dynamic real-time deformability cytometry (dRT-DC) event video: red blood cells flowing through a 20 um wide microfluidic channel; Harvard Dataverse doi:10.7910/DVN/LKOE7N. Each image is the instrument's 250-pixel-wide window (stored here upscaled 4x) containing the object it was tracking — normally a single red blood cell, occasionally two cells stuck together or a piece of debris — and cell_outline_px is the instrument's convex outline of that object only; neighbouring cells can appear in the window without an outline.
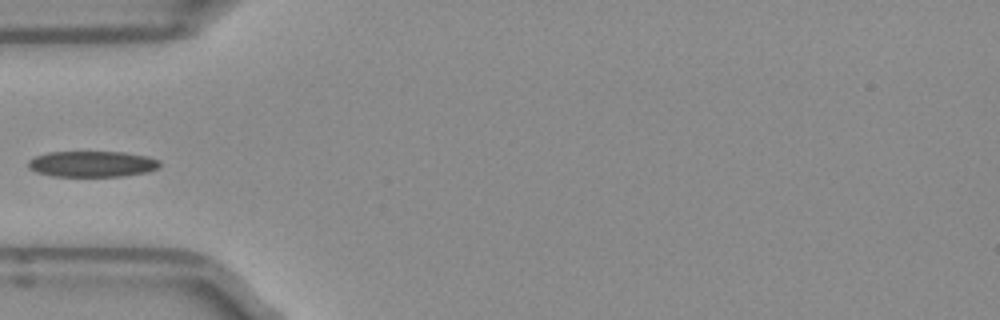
{"species": "Egyptian fruit bat (a non-hibernating species)", "species_latin": "Rousettus aegyptiacus", "temperature_condition": "room temperature", "stored_images_in_passage": 36, "camera_frame_rate_fps": 3000, "um_per_image_px": 0.085, "frame": {"image": 1, "passage_image": 1, "time_ms": 0.0, "image_size_px": [1000, 320], "cell_outline_px": [[160, 164], [156, 168], [148, 172], [124, 176], [52, 176], [36, 172], [28, 168], [28, 160], [36, 156], [48, 152], [124, 152], [148, 156], [160, 160]], "centroid_in_image_um": [7.83, 13.94], "position_along_channel_um": 77.2, "area_um2": 19.94}}
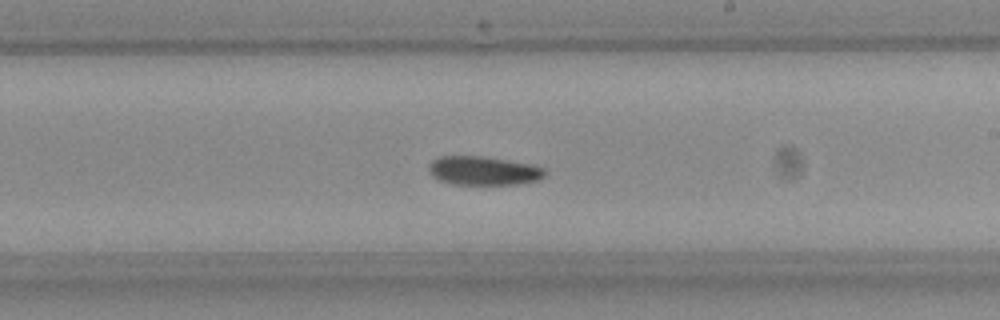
{"frame": {"image": 2, "passage_image": 14, "time_ms": 4.333, "image_size_px": [1000, 320], "cell_outline_px": [[544, 176], [536, 180], [520, 184], [456, 184], [440, 180], [432, 176], [428, 168], [428, 164], [432, 160], [440, 156], [480, 156], [532, 164], [544, 168]], "centroid_in_image_um": [41.07, 14.5], "position_along_channel_um": 247.9, "area_um2": 19.31}}
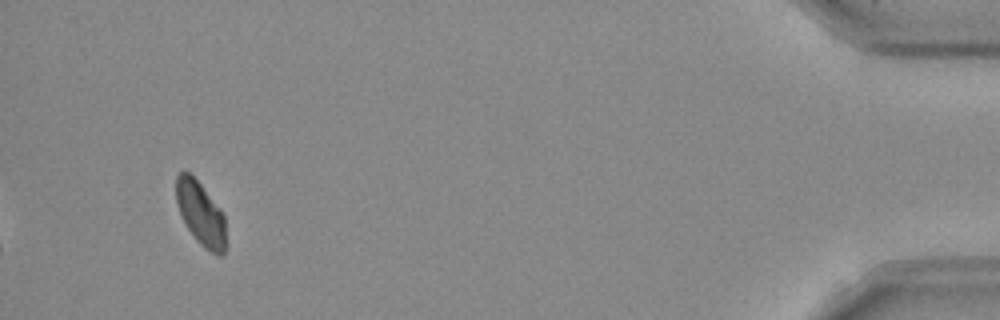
{"frame": {"image": 3, "passage_image": 33, "time_ms": 10.667, "image_size_px": [1000, 320], "cell_outline_px": [[224, 252], [220, 256], [204, 248], [196, 240], [188, 228], [176, 204], [176, 176], [180, 172], [188, 172], [200, 184], [220, 208], [224, 216]], "centroid_in_image_um": [17.03, 18.14], "position_along_channel_um": 418.2, "area_um2": 17.98}}